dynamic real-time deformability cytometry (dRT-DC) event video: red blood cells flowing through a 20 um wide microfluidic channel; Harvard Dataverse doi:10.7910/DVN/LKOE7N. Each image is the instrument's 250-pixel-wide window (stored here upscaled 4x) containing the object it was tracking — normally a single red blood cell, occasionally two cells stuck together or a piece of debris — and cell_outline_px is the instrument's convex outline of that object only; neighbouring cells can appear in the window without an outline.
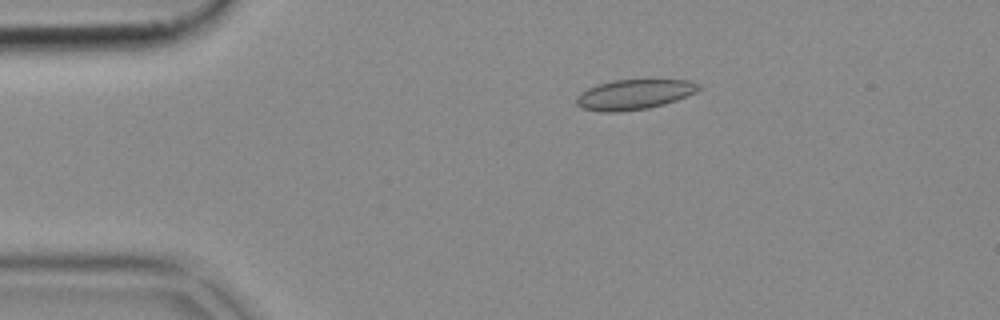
{"species": "common noctule bat (a hibernating species)", "species_latin": "Nyctalus noctula", "temperature_condition": "cold", "stored_images_in_passage": 52, "camera_frame_rate_fps": 3000, "um_per_image_px": 0.085, "animal": {"sex": "female", "body_mass_g": 18.4}, "frame": {"image": 1, "passage_image": 10, "time_ms": 3.0, "image_size_px": [1000, 320], "cell_outline_px": [[700, 88], [696, 92], [676, 100], [664, 104], [648, 108], [616, 112], [604, 112], [580, 108], [576, 104], [576, 96], [580, 92], [588, 88], [600, 84], [616, 80], [688, 80], [700, 84]], "centroid_in_image_um": [53.88, 8.04], "position_along_channel_um": 31.1, "area_um2": 21.27}}
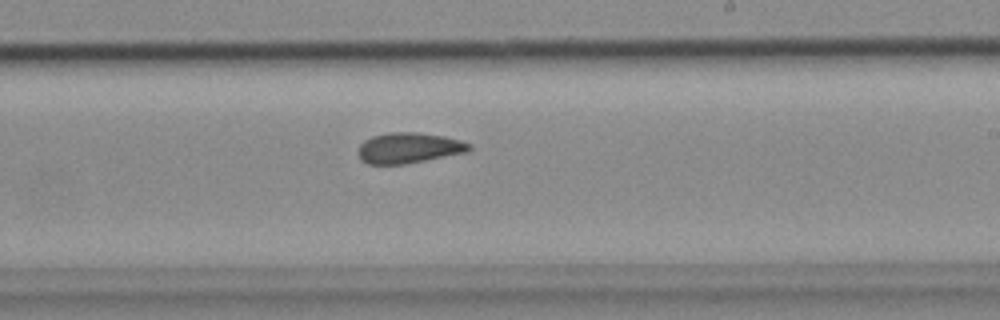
{"frame": {"image": 2, "passage_image": 31, "time_ms": 10.0, "image_size_px": [1000, 320], "cell_outline_px": [[472, 148], [468, 152], [404, 164], [368, 164], [360, 160], [356, 152], [360, 144], [364, 140], [372, 136], [392, 132], [416, 132], [444, 136], [460, 140], [472, 144]], "centroid_in_image_um": [34.73, 12.57], "position_along_channel_um": 254.3, "area_um2": 19.94}}
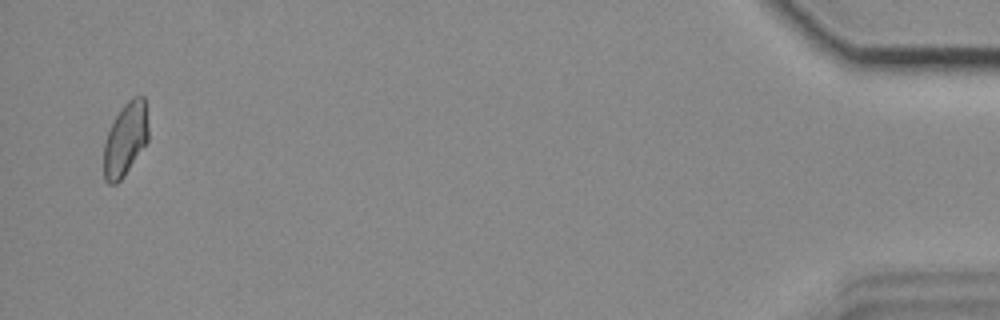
{"frame": {"image": 3, "passage_image": 51, "time_ms": 16.667, "image_size_px": [1000, 320], "cell_outline_px": [[148, 140], [124, 176], [116, 184], [108, 184], [104, 180], [104, 144], [108, 132], [116, 116], [124, 104], [132, 96], [144, 96], [148, 128]], "centroid_in_image_um": [10.66, 11.85], "position_along_channel_um": 424.5, "area_um2": 18.84}}